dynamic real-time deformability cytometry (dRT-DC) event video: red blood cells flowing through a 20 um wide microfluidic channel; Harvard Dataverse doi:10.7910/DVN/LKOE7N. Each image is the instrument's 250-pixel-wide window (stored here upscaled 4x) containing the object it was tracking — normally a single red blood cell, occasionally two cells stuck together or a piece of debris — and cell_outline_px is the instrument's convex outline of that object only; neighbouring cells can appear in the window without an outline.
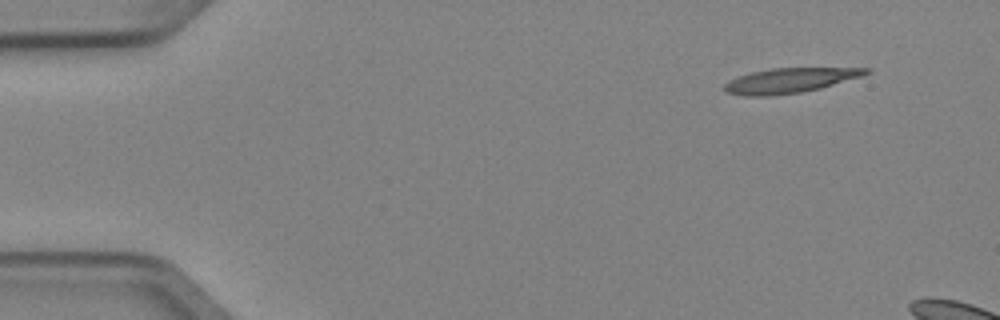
{"species": "Egyptian fruit bat (a non-hibernating species)", "species_latin": "Rousettus aegyptiacus", "temperature_condition": "cold", "stored_images_in_passage": 3, "camera_frame_rate_fps": 3000, "um_per_image_px": 0.085, "animal": {"sex": "female"}, "frame": {"image": 1, "passage_image": 1, "time_ms": 0.0, "image_size_px": [1000, 320], "cell_outline_px": [[872, 72], [860, 76], [820, 88], [800, 92], [768, 96], [744, 96], [724, 92], [724, 84], [728, 80], [752, 72], [772, 68], [872, 68]], "centroid_in_image_um": [67.09, 6.84], "position_along_channel_um": 17.9, "area_um2": 20.29}}